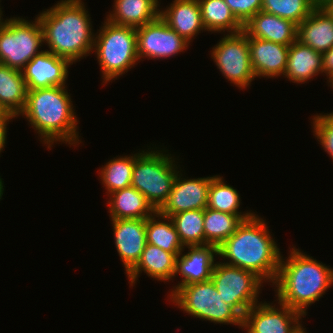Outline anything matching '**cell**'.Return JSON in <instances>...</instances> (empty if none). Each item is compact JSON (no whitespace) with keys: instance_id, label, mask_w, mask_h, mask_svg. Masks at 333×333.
Segmentation results:
<instances>
[{"instance_id":"obj_1","label":"cell","mask_w":333,"mask_h":333,"mask_svg":"<svg viewBox=\"0 0 333 333\" xmlns=\"http://www.w3.org/2000/svg\"><path fill=\"white\" fill-rule=\"evenodd\" d=\"M47 50L71 64L94 51L95 34L82 0H61L37 16Z\"/></svg>"},{"instance_id":"obj_2","label":"cell","mask_w":333,"mask_h":333,"mask_svg":"<svg viewBox=\"0 0 333 333\" xmlns=\"http://www.w3.org/2000/svg\"><path fill=\"white\" fill-rule=\"evenodd\" d=\"M266 225L253 214L217 248V256L229 260L225 264L252 271L263 281L274 283L281 252Z\"/></svg>"},{"instance_id":"obj_3","label":"cell","mask_w":333,"mask_h":333,"mask_svg":"<svg viewBox=\"0 0 333 333\" xmlns=\"http://www.w3.org/2000/svg\"><path fill=\"white\" fill-rule=\"evenodd\" d=\"M282 258L281 255L278 274L273 283L277 287L278 303L306 316L307 306L319 301L333 286V269L294 247L287 260Z\"/></svg>"},{"instance_id":"obj_4","label":"cell","mask_w":333,"mask_h":333,"mask_svg":"<svg viewBox=\"0 0 333 333\" xmlns=\"http://www.w3.org/2000/svg\"><path fill=\"white\" fill-rule=\"evenodd\" d=\"M66 86L27 90L26 104L20 113L50 149L54 141L79 144L77 117Z\"/></svg>"},{"instance_id":"obj_5","label":"cell","mask_w":333,"mask_h":333,"mask_svg":"<svg viewBox=\"0 0 333 333\" xmlns=\"http://www.w3.org/2000/svg\"><path fill=\"white\" fill-rule=\"evenodd\" d=\"M95 36L93 49L104 83L127 73L139 61L136 28L117 25L106 19Z\"/></svg>"},{"instance_id":"obj_6","label":"cell","mask_w":333,"mask_h":333,"mask_svg":"<svg viewBox=\"0 0 333 333\" xmlns=\"http://www.w3.org/2000/svg\"><path fill=\"white\" fill-rule=\"evenodd\" d=\"M159 150L142 151L135 159L131 186L158 211L168 199L178 173L175 160Z\"/></svg>"},{"instance_id":"obj_7","label":"cell","mask_w":333,"mask_h":333,"mask_svg":"<svg viewBox=\"0 0 333 333\" xmlns=\"http://www.w3.org/2000/svg\"><path fill=\"white\" fill-rule=\"evenodd\" d=\"M178 308L193 317L243 327V317L223 302L212 280L181 286L171 297Z\"/></svg>"},{"instance_id":"obj_8","label":"cell","mask_w":333,"mask_h":333,"mask_svg":"<svg viewBox=\"0 0 333 333\" xmlns=\"http://www.w3.org/2000/svg\"><path fill=\"white\" fill-rule=\"evenodd\" d=\"M43 30L38 17L29 22L20 17L6 19L0 28V63L22 71L34 56L41 53Z\"/></svg>"},{"instance_id":"obj_9","label":"cell","mask_w":333,"mask_h":333,"mask_svg":"<svg viewBox=\"0 0 333 333\" xmlns=\"http://www.w3.org/2000/svg\"><path fill=\"white\" fill-rule=\"evenodd\" d=\"M211 280L223 302L233 307L242 317L258 301L262 279L254 272L217 262Z\"/></svg>"},{"instance_id":"obj_10","label":"cell","mask_w":333,"mask_h":333,"mask_svg":"<svg viewBox=\"0 0 333 333\" xmlns=\"http://www.w3.org/2000/svg\"><path fill=\"white\" fill-rule=\"evenodd\" d=\"M211 56L223 76L241 89L256 78L250 60L248 36L244 31L224 35L213 47Z\"/></svg>"},{"instance_id":"obj_11","label":"cell","mask_w":333,"mask_h":333,"mask_svg":"<svg viewBox=\"0 0 333 333\" xmlns=\"http://www.w3.org/2000/svg\"><path fill=\"white\" fill-rule=\"evenodd\" d=\"M137 53L141 57L161 59L174 56L188 47V42L171 29L159 16L156 20L136 28Z\"/></svg>"},{"instance_id":"obj_12","label":"cell","mask_w":333,"mask_h":333,"mask_svg":"<svg viewBox=\"0 0 333 333\" xmlns=\"http://www.w3.org/2000/svg\"><path fill=\"white\" fill-rule=\"evenodd\" d=\"M278 304L280 309L265 302L252 306L243 317V328L247 333H297L302 328L299 320L304 315Z\"/></svg>"},{"instance_id":"obj_13","label":"cell","mask_w":333,"mask_h":333,"mask_svg":"<svg viewBox=\"0 0 333 333\" xmlns=\"http://www.w3.org/2000/svg\"><path fill=\"white\" fill-rule=\"evenodd\" d=\"M178 171L168 199L157 211L171 217L187 210L207 208L208 190L213 177L185 179ZM181 175V176H180Z\"/></svg>"},{"instance_id":"obj_14","label":"cell","mask_w":333,"mask_h":333,"mask_svg":"<svg viewBox=\"0 0 333 333\" xmlns=\"http://www.w3.org/2000/svg\"><path fill=\"white\" fill-rule=\"evenodd\" d=\"M69 65L72 64L67 59L42 51L22 70L27 90L65 86Z\"/></svg>"},{"instance_id":"obj_15","label":"cell","mask_w":333,"mask_h":333,"mask_svg":"<svg viewBox=\"0 0 333 333\" xmlns=\"http://www.w3.org/2000/svg\"><path fill=\"white\" fill-rule=\"evenodd\" d=\"M116 250L126 274L137 264L145 249L146 219H111Z\"/></svg>"},{"instance_id":"obj_16","label":"cell","mask_w":333,"mask_h":333,"mask_svg":"<svg viewBox=\"0 0 333 333\" xmlns=\"http://www.w3.org/2000/svg\"><path fill=\"white\" fill-rule=\"evenodd\" d=\"M188 253L182 252L177 256L175 274L183 276L169 297H171L181 286L195 282H205L211 280L214 267L217 247L214 245L187 246ZM182 255V256H181ZM215 255V256H214Z\"/></svg>"},{"instance_id":"obj_17","label":"cell","mask_w":333,"mask_h":333,"mask_svg":"<svg viewBox=\"0 0 333 333\" xmlns=\"http://www.w3.org/2000/svg\"><path fill=\"white\" fill-rule=\"evenodd\" d=\"M250 60L256 77L274 78L285 73L288 45L277 44L256 37H248Z\"/></svg>"},{"instance_id":"obj_18","label":"cell","mask_w":333,"mask_h":333,"mask_svg":"<svg viewBox=\"0 0 333 333\" xmlns=\"http://www.w3.org/2000/svg\"><path fill=\"white\" fill-rule=\"evenodd\" d=\"M297 40L322 54L333 47V16L321 3L297 26Z\"/></svg>"},{"instance_id":"obj_19","label":"cell","mask_w":333,"mask_h":333,"mask_svg":"<svg viewBox=\"0 0 333 333\" xmlns=\"http://www.w3.org/2000/svg\"><path fill=\"white\" fill-rule=\"evenodd\" d=\"M248 37L290 46L297 40V25L292 21L260 10L244 26Z\"/></svg>"},{"instance_id":"obj_20","label":"cell","mask_w":333,"mask_h":333,"mask_svg":"<svg viewBox=\"0 0 333 333\" xmlns=\"http://www.w3.org/2000/svg\"><path fill=\"white\" fill-rule=\"evenodd\" d=\"M160 17L188 42L201 30H206L198 0H174L167 9L160 11Z\"/></svg>"},{"instance_id":"obj_21","label":"cell","mask_w":333,"mask_h":333,"mask_svg":"<svg viewBox=\"0 0 333 333\" xmlns=\"http://www.w3.org/2000/svg\"><path fill=\"white\" fill-rule=\"evenodd\" d=\"M180 253H169L161 248L146 243L137 264L127 273L130 285L136 283L139 274L144 271L147 276L160 281L174 278L176 259Z\"/></svg>"},{"instance_id":"obj_22","label":"cell","mask_w":333,"mask_h":333,"mask_svg":"<svg viewBox=\"0 0 333 333\" xmlns=\"http://www.w3.org/2000/svg\"><path fill=\"white\" fill-rule=\"evenodd\" d=\"M319 73H324L323 54L298 40L293 42L289 46L284 77L294 83H306Z\"/></svg>"},{"instance_id":"obj_23","label":"cell","mask_w":333,"mask_h":333,"mask_svg":"<svg viewBox=\"0 0 333 333\" xmlns=\"http://www.w3.org/2000/svg\"><path fill=\"white\" fill-rule=\"evenodd\" d=\"M158 0H114V10L107 16L110 22L139 28L160 16Z\"/></svg>"},{"instance_id":"obj_24","label":"cell","mask_w":333,"mask_h":333,"mask_svg":"<svg viewBox=\"0 0 333 333\" xmlns=\"http://www.w3.org/2000/svg\"><path fill=\"white\" fill-rule=\"evenodd\" d=\"M107 202L111 219H147L157 212L132 186L111 193Z\"/></svg>"},{"instance_id":"obj_25","label":"cell","mask_w":333,"mask_h":333,"mask_svg":"<svg viewBox=\"0 0 333 333\" xmlns=\"http://www.w3.org/2000/svg\"><path fill=\"white\" fill-rule=\"evenodd\" d=\"M26 97L27 88L22 71L0 63V109L17 118L24 110Z\"/></svg>"},{"instance_id":"obj_26","label":"cell","mask_w":333,"mask_h":333,"mask_svg":"<svg viewBox=\"0 0 333 333\" xmlns=\"http://www.w3.org/2000/svg\"><path fill=\"white\" fill-rule=\"evenodd\" d=\"M202 22L206 31L229 32V34L243 31V25L231 12L224 0H198Z\"/></svg>"},{"instance_id":"obj_27","label":"cell","mask_w":333,"mask_h":333,"mask_svg":"<svg viewBox=\"0 0 333 333\" xmlns=\"http://www.w3.org/2000/svg\"><path fill=\"white\" fill-rule=\"evenodd\" d=\"M156 217H158L157 220ZM163 219L164 221H162ZM146 239L147 243L169 253H181L185 248L180 241L172 219L161 215L159 212L146 219Z\"/></svg>"},{"instance_id":"obj_28","label":"cell","mask_w":333,"mask_h":333,"mask_svg":"<svg viewBox=\"0 0 333 333\" xmlns=\"http://www.w3.org/2000/svg\"><path fill=\"white\" fill-rule=\"evenodd\" d=\"M243 221L239 215L205 208L203 221L205 245H214L218 248Z\"/></svg>"},{"instance_id":"obj_29","label":"cell","mask_w":333,"mask_h":333,"mask_svg":"<svg viewBox=\"0 0 333 333\" xmlns=\"http://www.w3.org/2000/svg\"><path fill=\"white\" fill-rule=\"evenodd\" d=\"M240 195L230 185L223 182L220 176H213L209 190H208V203L207 208L229 213L232 215H239L243 220L250 218L254 212L243 213L239 212Z\"/></svg>"},{"instance_id":"obj_30","label":"cell","mask_w":333,"mask_h":333,"mask_svg":"<svg viewBox=\"0 0 333 333\" xmlns=\"http://www.w3.org/2000/svg\"><path fill=\"white\" fill-rule=\"evenodd\" d=\"M140 154L139 152L132 156L114 158L102 167L100 179L107 193L111 194L131 186L134 161Z\"/></svg>"},{"instance_id":"obj_31","label":"cell","mask_w":333,"mask_h":333,"mask_svg":"<svg viewBox=\"0 0 333 333\" xmlns=\"http://www.w3.org/2000/svg\"><path fill=\"white\" fill-rule=\"evenodd\" d=\"M170 218L185 248L187 246L205 245L204 209L187 210L174 214Z\"/></svg>"},{"instance_id":"obj_32","label":"cell","mask_w":333,"mask_h":333,"mask_svg":"<svg viewBox=\"0 0 333 333\" xmlns=\"http://www.w3.org/2000/svg\"><path fill=\"white\" fill-rule=\"evenodd\" d=\"M319 3L320 0H263L261 10L298 26Z\"/></svg>"},{"instance_id":"obj_33","label":"cell","mask_w":333,"mask_h":333,"mask_svg":"<svg viewBox=\"0 0 333 333\" xmlns=\"http://www.w3.org/2000/svg\"><path fill=\"white\" fill-rule=\"evenodd\" d=\"M314 136L333 159V112L330 114H320L313 116Z\"/></svg>"},{"instance_id":"obj_34","label":"cell","mask_w":333,"mask_h":333,"mask_svg":"<svg viewBox=\"0 0 333 333\" xmlns=\"http://www.w3.org/2000/svg\"><path fill=\"white\" fill-rule=\"evenodd\" d=\"M237 20L244 26L262 7L263 0H224Z\"/></svg>"},{"instance_id":"obj_35","label":"cell","mask_w":333,"mask_h":333,"mask_svg":"<svg viewBox=\"0 0 333 333\" xmlns=\"http://www.w3.org/2000/svg\"><path fill=\"white\" fill-rule=\"evenodd\" d=\"M12 118H15V116L5 110L0 109V153L4 149L5 141H6V135H7V124L9 123ZM8 122V123H7Z\"/></svg>"},{"instance_id":"obj_36","label":"cell","mask_w":333,"mask_h":333,"mask_svg":"<svg viewBox=\"0 0 333 333\" xmlns=\"http://www.w3.org/2000/svg\"><path fill=\"white\" fill-rule=\"evenodd\" d=\"M323 69L331 82L333 80V47L323 54Z\"/></svg>"},{"instance_id":"obj_37","label":"cell","mask_w":333,"mask_h":333,"mask_svg":"<svg viewBox=\"0 0 333 333\" xmlns=\"http://www.w3.org/2000/svg\"><path fill=\"white\" fill-rule=\"evenodd\" d=\"M320 3L328 10L333 16V0H320Z\"/></svg>"},{"instance_id":"obj_38","label":"cell","mask_w":333,"mask_h":333,"mask_svg":"<svg viewBox=\"0 0 333 333\" xmlns=\"http://www.w3.org/2000/svg\"><path fill=\"white\" fill-rule=\"evenodd\" d=\"M2 178L0 177V199L2 198V195H3V191H4V186H3V183H2Z\"/></svg>"},{"instance_id":"obj_39","label":"cell","mask_w":333,"mask_h":333,"mask_svg":"<svg viewBox=\"0 0 333 333\" xmlns=\"http://www.w3.org/2000/svg\"><path fill=\"white\" fill-rule=\"evenodd\" d=\"M2 10H1V8H0V28L3 26V24H4V22L5 21H3V19H2Z\"/></svg>"},{"instance_id":"obj_40","label":"cell","mask_w":333,"mask_h":333,"mask_svg":"<svg viewBox=\"0 0 333 333\" xmlns=\"http://www.w3.org/2000/svg\"><path fill=\"white\" fill-rule=\"evenodd\" d=\"M297 333H306V330L302 327Z\"/></svg>"},{"instance_id":"obj_41","label":"cell","mask_w":333,"mask_h":333,"mask_svg":"<svg viewBox=\"0 0 333 333\" xmlns=\"http://www.w3.org/2000/svg\"><path fill=\"white\" fill-rule=\"evenodd\" d=\"M330 86L333 88V80L330 82Z\"/></svg>"}]
</instances>
